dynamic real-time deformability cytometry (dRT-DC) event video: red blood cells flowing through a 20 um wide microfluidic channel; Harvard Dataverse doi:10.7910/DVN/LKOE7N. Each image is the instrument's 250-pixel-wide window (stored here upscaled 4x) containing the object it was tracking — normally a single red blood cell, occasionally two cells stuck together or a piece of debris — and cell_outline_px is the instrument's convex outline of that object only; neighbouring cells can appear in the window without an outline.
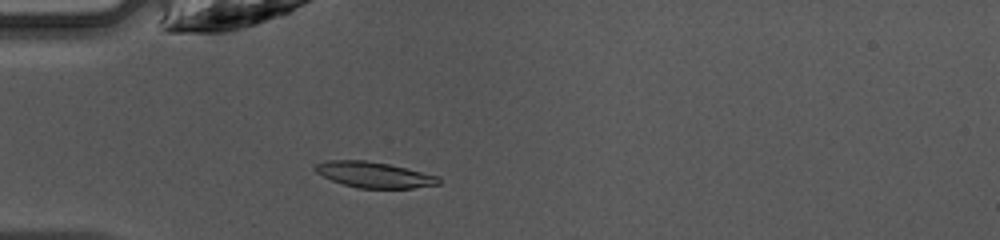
{"species": "common noctule bat (a hibernating species)", "species_latin": "Nyctalus noctula", "temperature_condition": "warm", "stored_images_in_passage": 47, "camera_frame_rate_fps": 3000, "um_per_image_px": 0.085, "animal": {"sex": "female", "body_mass_g": 10.0, "forearm_length_mm": 53.1}, "frame": {"image": 1, "passage_image": 14, "time_ms": 4.333, "image_size_px": [1000, 240], "cell_outline_px": [[440, 184], [412, 188], [356, 188], [332, 180], [316, 172], [316, 164], [328, 160], [364, 160], [388, 164], [440, 176]], "centroid_in_image_um": [31.83, 14.86], "position_along_channel_um": 53.2, "area_um2": 18.32}}
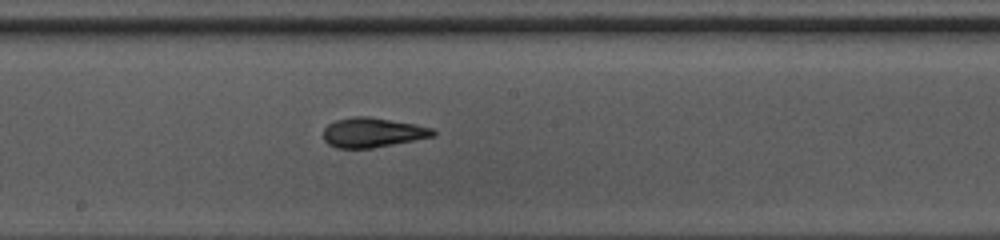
{"frame": {"image": 2, "passage_image": 26, "time_ms": 8.333, "image_size_px": [1000, 240], "cell_outline_px": [[436, 136], [372, 148], [336, 148], [328, 144], [324, 140], [324, 128], [328, 124], [336, 120], [352, 116], [368, 116], [412, 124], [432, 128], [436, 132]], "centroid_in_image_um": [31.64, 11.27], "position_along_channel_um": 216.6, "area_um2": 18.84}}
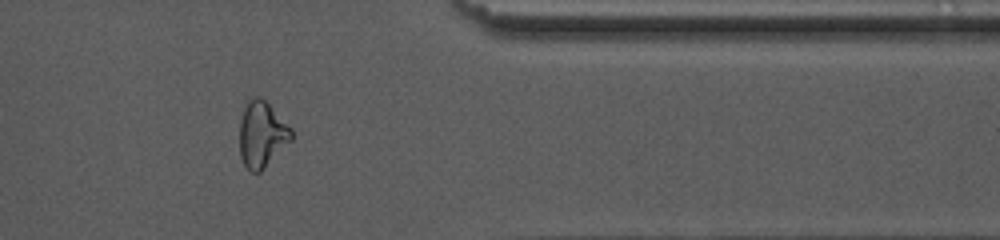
{"frame": {"image": 3, "passage_image": 39, "time_ms": 12.667, "image_size_px": [1000, 240], "cell_outline_px": [[292, 140], [260, 172], [248, 172], [240, 156], [240, 120], [244, 108], [248, 100], [256, 96], [260, 96], [292, 128]], "centroid_in_image_um": [22.25, 11.44], "position_along_channel_um": 389.1, "area_um2": 19.83}, "authors_computed_cell_mechanics": {"area_um2": 18.8428, "velocity_mm_per_s": 4.2714, "shape_relaxation_time_tau1_ms": 2.6204, "shape_relaxation_time_tau2_ms": 2.057, "deformation_change_tau1": 0.1348, "deformation_change_tau2": 0.0933}}